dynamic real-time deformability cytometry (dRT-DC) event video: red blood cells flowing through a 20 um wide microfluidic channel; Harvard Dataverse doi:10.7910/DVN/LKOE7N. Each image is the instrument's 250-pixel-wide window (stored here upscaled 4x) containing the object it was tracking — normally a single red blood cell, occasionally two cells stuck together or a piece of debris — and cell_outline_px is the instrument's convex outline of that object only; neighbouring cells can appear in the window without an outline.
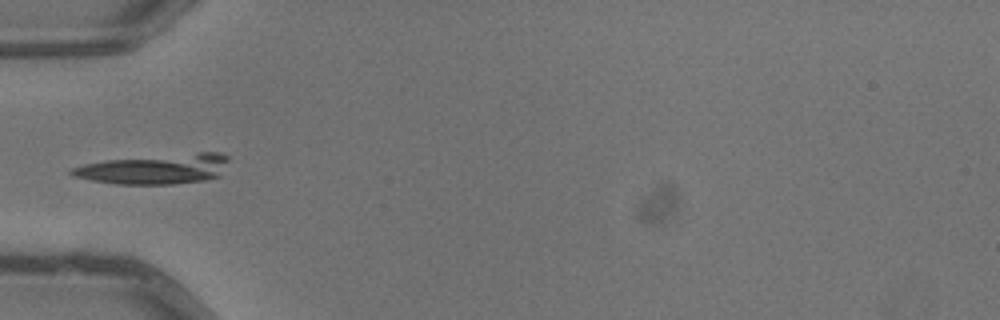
{"species": "common noctule bat (a hibernating species)", "species_latin": "Nyctalus noctula", "temperature_condition": "warm", "stored_images_in_passage": 6, "camera_frame_rate_fps": 3000, "um_per_image_px": 0.085, "animal": {"sex": "male", "body_mass_g": 13.3}, "frame": {"image": 1, "passage_image": 5, "time_ms": 1.333, "image_size_px": [1000, 320], "cell_outline_px": [[228, 160], [220, 176], [204, 180], [172, 184], [116, 184], [92, 180], [72, 176], [68, 172], [72, 168], [84, 164], [104, 160], [196, 152], [216, 152], [228, 156]], "centroid_in_image_um": [13.16, 14.36], "position_along_channel_um": 71.8, "area_um2": 27.4}}
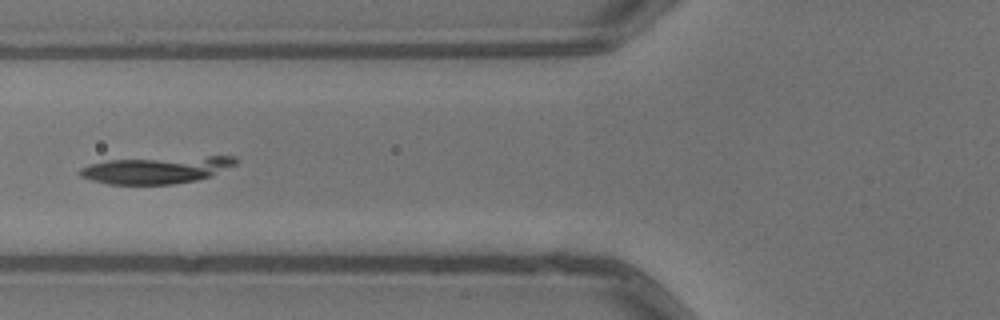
{"frame": {"image": 2, "passage_image": 6, "time_ms": 1.667, "image_size_px": [1000, 320], "cell_outline_px": [[236, 164], [212, 176], [196, 180], [172, 184], [108, 184], [92, 180], [80, 176], [80, 168], [92, 164], [108, 160], [208, 156], [236, 156]], "centroid_in_image_um": [13.33, 14.44], "position_along_channel_um": 112.5, "area_um2": 24.33}}